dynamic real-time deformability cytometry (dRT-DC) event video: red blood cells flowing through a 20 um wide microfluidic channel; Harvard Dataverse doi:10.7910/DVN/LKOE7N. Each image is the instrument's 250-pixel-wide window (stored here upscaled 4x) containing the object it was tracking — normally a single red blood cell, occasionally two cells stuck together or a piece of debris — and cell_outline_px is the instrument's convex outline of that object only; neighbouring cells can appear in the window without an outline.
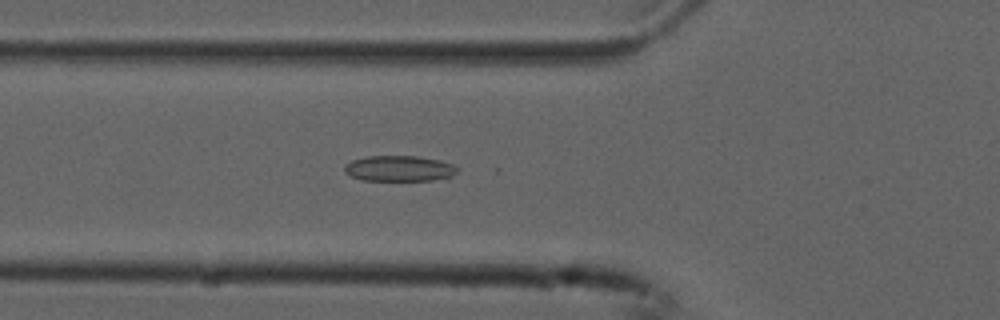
{"species": "common noctule bat (a hibernating species)", "species_latin": "Nyctalus noctula", "temperature_condition": "cold", "stored_images_in_passage": 55, "camera_frame_rate_fps": 3000, "um_per_image_px": 0.085, "animal": {"sex": "male", "forearm_length_mm": 52.5}, "frame": {"image": 1, "passage_image": 20, "time_ms": 6.333, "image_size_px": [1000, 320], "cell_outline_px": [[456, 172], [448, 180], [364, 180], [352, 176], [344, 172], [344, 164], [352, 160], [368, 156], [416, 156], [440, 160], [452, 164], [456, 168]], "centroid_in_image_um": [33.95, 14.32], "position_along_channel_um": 91.8, "area_um2": 16.94}}
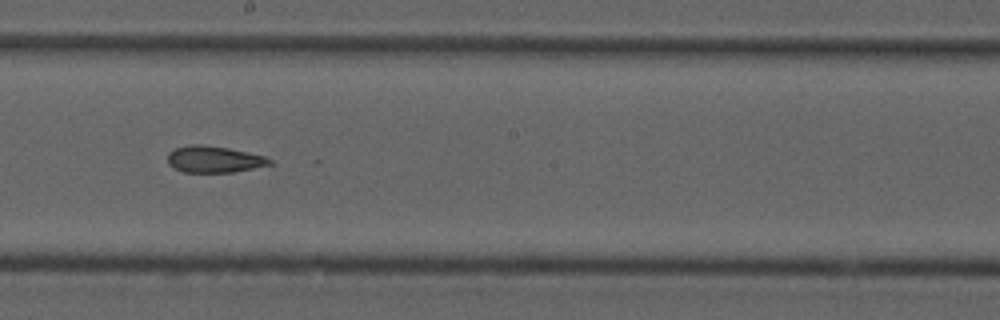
{"frame": {"image": 2, "passage_image": 31, "time_ms": 10.0, "image_size_px": [1000, 320], "cell_outline_px": [[272, 164], [232, 172], [184, 172], [172, 168], [168, 164], [168, 152], [176, 148], [192, 144], [200, 144], [228, 148], [264, 156], [272, 160]], "centroid_in_image_um": [18.15, 13.54], "position_along_channel_um": 230.1, "area_um2": 15.66}}
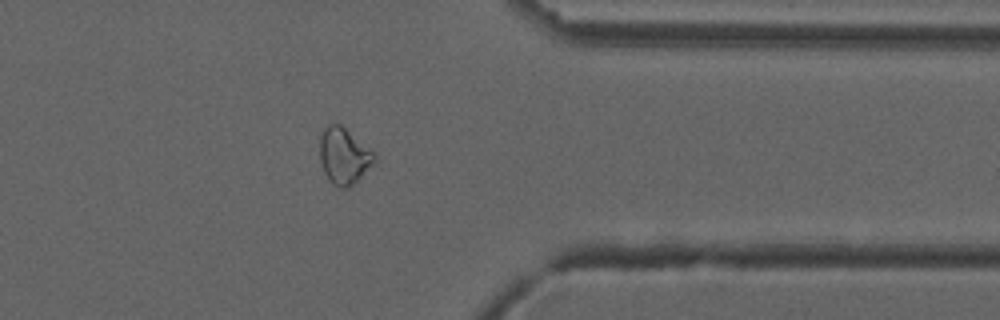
{"frame": {"image": 3, "passage_image": 44, "time_ms": 14.333, "image_size_px": [1000, 320], "cell_outline_px": [[376, 164], [348, 188], [340, 188], [332, 184], [324, 172], [320, 160], [320, 136], [324, 128], [328, 124], [340, 124], [372, 148], [376, 156]], "centroid_in_image_um": [29.27, 13.26], "position_along_channel_um": 382.1, "area_um2": 18.26}, "authors_computed_cell_mechanics": {"area_um2": 18.3804, "velocity_mm_per_s": 3.7542, "shape_relaxation_time_tau1_ms": null, "shape_relaxation_time_tau2_ms": 5.8528, "deformation_change_tau1": null, "deformation_change_tau2": 0.1686}}